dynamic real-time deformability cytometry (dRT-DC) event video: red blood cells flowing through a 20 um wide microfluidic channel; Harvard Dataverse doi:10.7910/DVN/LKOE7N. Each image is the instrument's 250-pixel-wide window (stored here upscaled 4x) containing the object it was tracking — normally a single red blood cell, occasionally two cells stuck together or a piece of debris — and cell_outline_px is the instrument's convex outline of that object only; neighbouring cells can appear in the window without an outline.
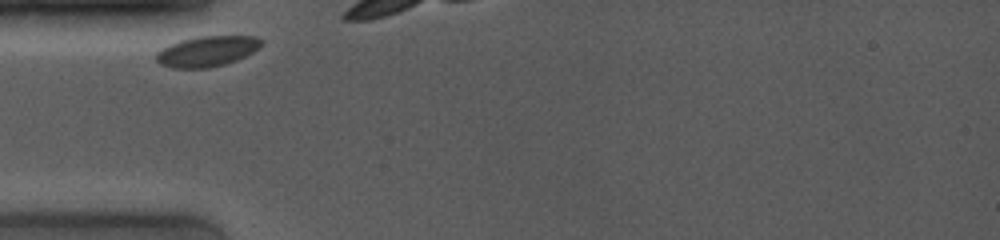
{"species": "common noctule bat (a hibernating species)", "species_latin": "Nyctalus noctula", "temperature_condition": "room temperature", "stored_images_in_passage": 17, "camera_frame_rate_fps": 4000, "um_per_image_px": 0.085, "animal": {"sex": "female", "body_mass_g": 19.0, "forearm_length_mm": 53.3}, "frame": {"image": 1, "passage_image": 1, "time_ms": 0.0, "image_size_px": [1000, 240], "cell_outline_px": [[264, 44], [260, 48], [236, 60], [224, 64], [208, 68], [176, 68], [160, 64], [156, 60], [156, 52], [180, 40], [200, 36], [256, 36], [264, 40]], "centroid_in_image_um": [17.64, 4.35], "position_along_channel_um": 67.4, "area_um2": 18.61}}